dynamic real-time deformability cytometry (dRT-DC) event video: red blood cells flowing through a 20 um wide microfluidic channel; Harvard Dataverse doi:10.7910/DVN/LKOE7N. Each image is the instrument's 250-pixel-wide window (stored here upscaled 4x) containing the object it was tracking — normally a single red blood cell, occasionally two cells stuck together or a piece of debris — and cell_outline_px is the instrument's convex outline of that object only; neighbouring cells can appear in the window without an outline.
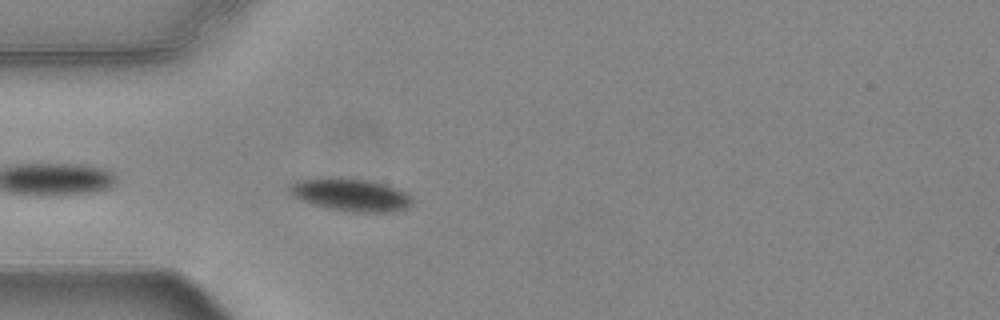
{"species": "common noctule bat (a hibernating species)", "species_latin": "Nyctalus noctula", "temperature_condition": "warm", "stored_images_in_passage": 13, "camera_frame_rate_fps": 3000, "um_per_image_px": 0.085, "animal": {"sex": "female", "body_mass_g": 24.6, "forearm_length_mm": 56.2}, "frame": {"image": 1, "passage_image": 3, "time_ms": 0.667, "image_size_px": [1000, 320], "cell_outline_px": [[412, 204], [404, 208], [388, 212], [352, 212], [328, 208], [312, 204], [300, 200], [292, 196], [288, 188], [292, 184], [300, 180], [320, 176], [328, 176], [368, 180], [388, 184], [404, 192], [412, 200]], "centroid_in_image_um": [29.75, 16.53], "position_along_channel_um": 55.2, "area_um2": 23.47}}
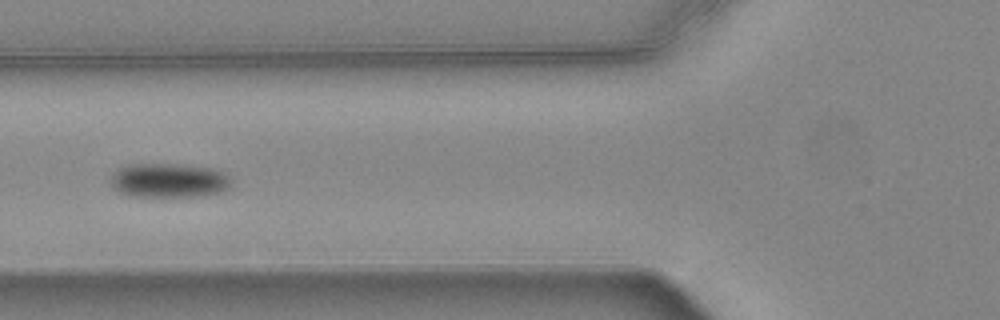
{"frame": {"image": 2, "passage_image": 8, "time_ms": 2.333, "image_size_px": [1000, 320], "cell_outline_px": [[232, 184], [228, 188], [220, 192], [204, 196], [132, 196], [120, 192], [112, 188], [108, 180], [112, 172], [128, 164], [172, 164], [212, 168], [224, 172], [232, 180]], "centroid_in_image_um": [14.32, 15.34], "position_along_channel_um": 111.5, "area_um2": 24.33}}
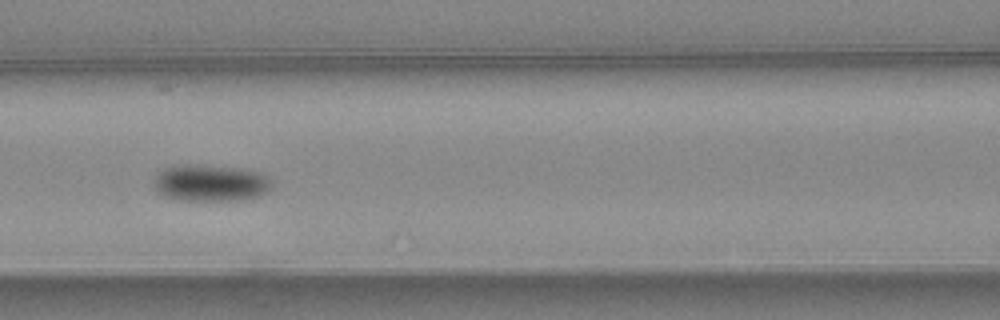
{"frame": {"image": 3, "passage_image": 11, "time_ms": 3.333, "image_size_px": [1000, 320], "cell_outline_px": [[272, 188], [268, 192], [260, 196], [240, 200], [180, 200], [168, 196], [160, 192], [152, 184], [152, 180], [164, 168], [176, 164], [188, 164], [244, 168], [260, 172], [268, 176], [272, 180]], "centroid_in_image_um": [17.95, 15.53], "position_along_channel_um": 148.7, "area_um2": 25.55}}